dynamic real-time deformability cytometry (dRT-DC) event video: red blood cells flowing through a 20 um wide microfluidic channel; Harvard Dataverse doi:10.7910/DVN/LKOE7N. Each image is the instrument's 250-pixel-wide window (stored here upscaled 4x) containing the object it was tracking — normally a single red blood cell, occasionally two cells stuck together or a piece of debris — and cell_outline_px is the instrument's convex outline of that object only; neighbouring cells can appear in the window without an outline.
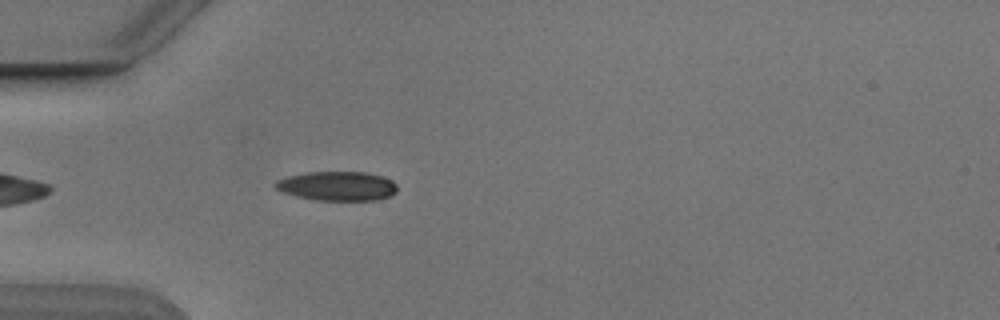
{"species": "Egyptian fruit bat (a non-hibernating species)", "species_latin": "Rousettus aegyptiacus", "temperature_condition": "cold", "stored_images_in_passage": 1, "camera_frame_rate_fps": 3000, "um_per_image_px": 0.085, "animal": {"sex": "male"}, "frame": {"image": 1, "passage_image": 1, "time_ms": 0.0, "image_size_px": [1000, 320], "cell_outline_px": [[396, 192], [388, 196], [376, 200], [316, 200], [296, 196], [284, 192], [276, 188], [272, 184], [276, 180], [288, 176], [308, 172], [364, 172], [380, 176], [392, 180], [396, 184]], "centroid_in_image_um": [28.64, 15.81], "position_along_channel_um": 56.4, "area_um2": 20.63}}